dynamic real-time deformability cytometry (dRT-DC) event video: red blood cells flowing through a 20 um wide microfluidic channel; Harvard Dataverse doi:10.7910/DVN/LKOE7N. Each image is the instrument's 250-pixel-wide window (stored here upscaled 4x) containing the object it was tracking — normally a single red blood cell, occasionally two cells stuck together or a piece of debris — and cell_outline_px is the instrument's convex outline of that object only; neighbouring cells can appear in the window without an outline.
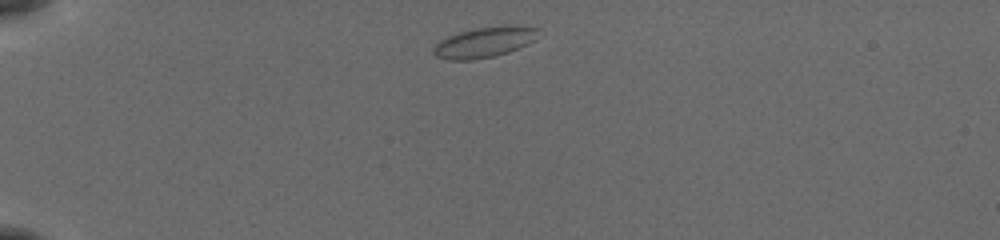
{"species": "common noctule bat (a hibernating species)", "species_latin": "Nyctalus noctula", "temperature_condition": "cold", "stored_images_in_passage": 41, "camera_frame_rate_fps": 3000, "um_per_image_px": 0.085, "animal": {"sex": "female", "body_mass_g": 19.5, "forearm_length_mm": 54.1}, "frame": {"image": 1, "passage_image": 1, "time_ms": 0.0, "image_size_px": [1000, 240], "cell_outline_px": [[536, 28], [532, 40], [508, 52], [492, 56], [472, 60], [448, 60], [436, 56], [432, 52], [432, 48], [440, 40], [448, 36], [460, 32], [476, 28], [512, 24]], "centroid_in_image_um": [41.07, 3.59], "position_along_channel_um": 43.9, "area_um2": 18.15}}
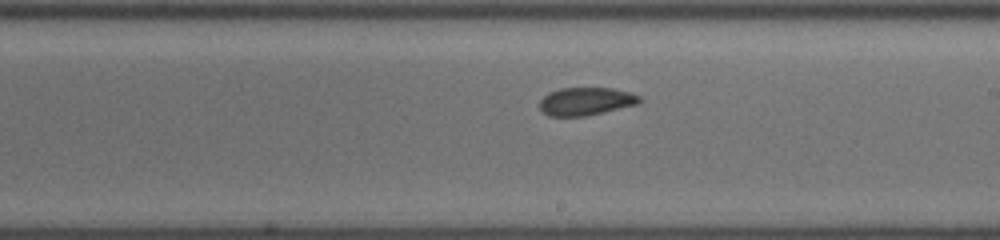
{"frame": {"image": 2, "passage_image": 20, "time_ms": 6.333, "image_size_px": [1000, 240], "cell_outline_px": [[640, 104], [604, 112], [584, 116], [548, 116], [540, 108], [540, 100], [548, 92], [560, 88], [612, 88], [628, 92], [640, 96]], "centroid_in_image_um": [49.8, 8.61], "position_along_channel_um": 239.2, "area_um2": 16.24}}
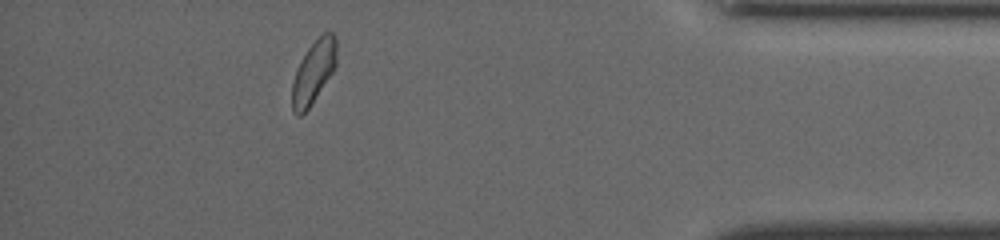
{"frame": {"image": 3, "passage_image": 36, "time_ms": 11.667, "image_size_px": [1000, 240], "cell_outline_px": [[336, 64], [332, 72], [308, 108], [300, 116], [296, 116], [292, 112], [292, 84], [296, 68], [300, 60], [308, 48], [324, 32], [332, 32], [336, 36]], "centroid_in_image_um": [26.63, 6.11], "position_along_channel_um": 408.6, "area_um2": 16.07}, "authors_computed_cell_mechanics": {"area_um2": 16.762, "velocity_mm_per_s": 3.8369, "shape_relaxation_time_tau1_ms": 8.2297, "shape_relaxation_time_tau2_ms": 0.8489, "deformation_change_tau1": 0.1098, "deformation_change_tau2": 0.0602}}